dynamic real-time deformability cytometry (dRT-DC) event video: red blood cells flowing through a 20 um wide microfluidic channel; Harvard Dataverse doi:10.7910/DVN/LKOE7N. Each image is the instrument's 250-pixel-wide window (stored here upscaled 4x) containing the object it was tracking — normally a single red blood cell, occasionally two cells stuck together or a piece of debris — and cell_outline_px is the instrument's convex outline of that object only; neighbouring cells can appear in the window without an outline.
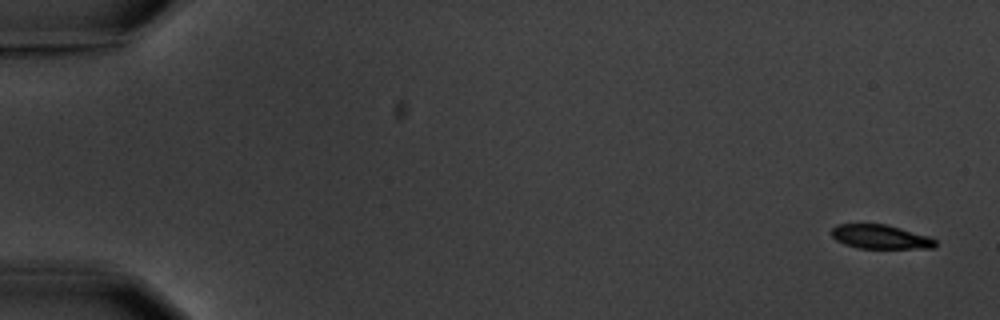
{"species": "common noctule bat (a hibernating species)", "species_latin": "Nyctalus noctula", "temperature_condition": "warm", "stored_images_in_passage": 8, "camera_frame_rate_fps": 3000, "um_per_image_px": 0.085, "animal": {"sex": "male", "body_mass_g": 20.1, "forearm_length_mm": 53.5}, "frame": {"image": 1, "passage_image": 1, "time_ms": 0.0, "image_size_px": [1000, 320], "cell_outline_px": [[936, 244], [932, 248], [856, 248], [844, 244], [836, 240], [832, 236], [832, 228], [836, 224], [884, 224], [900, 228], [928, 236], [936, 240]], "centroid_in_image_um": [74.8, 20.13], "position_along_channel_um": 10.2, "area_um2": 14.45}}
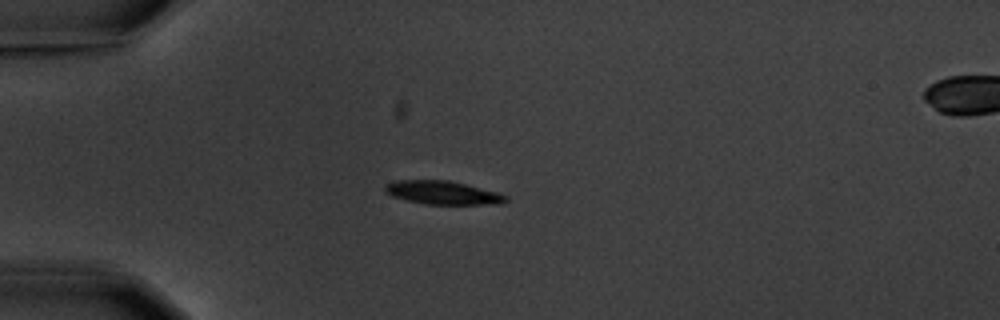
{"frame": {"image": 2, "passage_image": 5, "time_ms": 4.667, "image_size_px": [1000, 320], "cell_outline_px": [[508, 200], [504, 204], [424, 204], [392, 196], [384, 192], [384, 188], [388, 184], [396, 180], [448, 180], [496, 192], [508, 196]], "centroid_in_image_um": [37.64, 16.38], "position_along_channel_um": 47.4, "area_um2": 16.36}}